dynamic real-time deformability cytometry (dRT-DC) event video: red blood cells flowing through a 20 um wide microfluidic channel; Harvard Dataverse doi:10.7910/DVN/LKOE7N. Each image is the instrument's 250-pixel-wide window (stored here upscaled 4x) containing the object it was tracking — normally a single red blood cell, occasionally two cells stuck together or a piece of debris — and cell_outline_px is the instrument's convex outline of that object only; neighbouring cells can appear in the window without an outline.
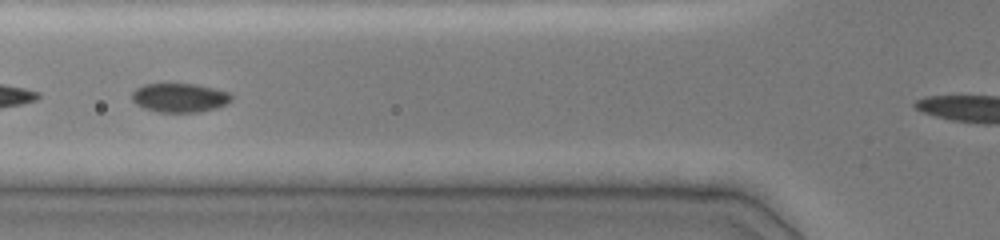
{"species": "common noctule bat (a hibernating species)", "species_latin": "Nyctalus noctula", "temperature_condition": "cold", "stored_images_in_passage": 59, "camera_frame_rate_fps": 3000, "um_per_image_px": 0.085, "animal": {"sex": "female", "body_mass_g": 19.0, "forearm_length_mm": 51.5}, "frame": {"image": 1, "passage_image": 18, "time_ms": 4.667, "image_size_px": [1000, 240], "cell_outline_px": [[232, 100], [216, 108], [200, 112], [156, 112], [144, 108], [136, 104], [132, 100], [132, 92], [136, 88], [144, 84], [196, 84], [228, 92], [232, 96]], "centroid_in_image_um": [15.24, 8.31], "position_along_channel_um": 110.6, "area_um2": 16.76}}
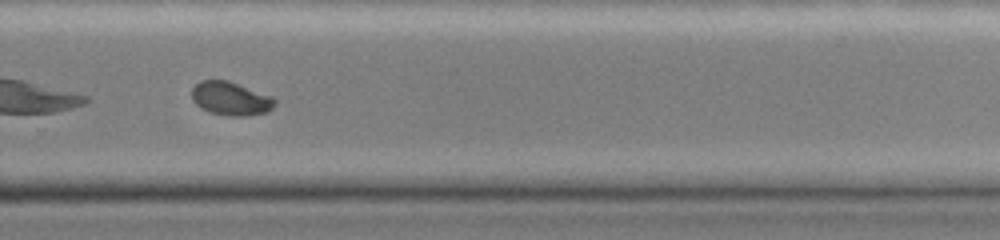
{"frame": {"image": 2, "passage_image": 42, "time_ms": 9.667, "image_size_px": [1000, 240], "cell_outline_px": [[276, 104], [268, 112], [244, 116], [232, 116], [212, 112], [200, 108], [192, 100], [192, 88], [200, 80], [228, 80], [272, 96], [276, 100]], "centroid_in_image_um": [19.62, 8.37], "position_along_channel_um": 310.2, "area_um2": 16.24}}
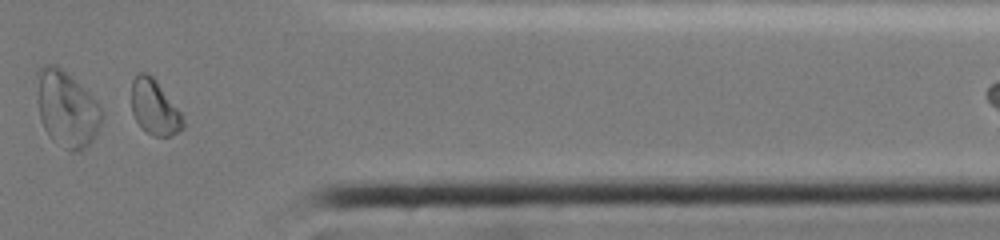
{"frame": {"image": 3, "passage_image": 55, "time_ms": 12.0, "image_size_px": [1000, 240], "cell_outline_px": [[184, 128], [172, 136], [152, 136], [140, 128], [132, 112], [132, 80], [140, 72], [148, 72], [156, 80], [180, 112], [184, 120]], "centroid_in_image_um": [13.13, 9.15], "position_along_channel_um": 398.3, "area_um2": 16.53}}